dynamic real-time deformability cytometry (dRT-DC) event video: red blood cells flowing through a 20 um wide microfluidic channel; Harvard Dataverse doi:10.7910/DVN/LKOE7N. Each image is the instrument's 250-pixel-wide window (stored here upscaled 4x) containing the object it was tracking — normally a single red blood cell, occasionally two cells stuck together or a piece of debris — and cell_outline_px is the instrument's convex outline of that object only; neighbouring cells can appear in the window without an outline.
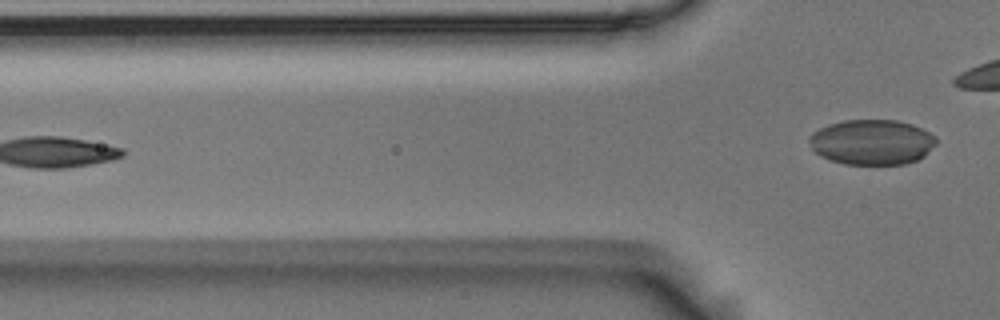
{"species": "Egyptian fruit bat (a non-hibernating species)", "species_latin": "Rousettus aegyptiacus", "temperature_condition": "room temperature", "stored_images_in_passage": 6, "camera_frame_rate_fps": 3000, "um_per_image_px": 0.085, "animal": {"sex": "male"}, "frame": {"image": 1, "passage_image": 6, "time_ms": 1.667, "image_size_px": [1000, 320], "cell_outline_px": [[936, 144], [924, 156], [916, 160], [904, 164], [844, 164], [828, 160], [820, 156], [812, 148], [808, 140], [808, 136], [812, 132], [828, 124], [844, 120], [896, 120], [912, 124], [936, 136]], "centroid_in_image_um": [74.09, 12.08], "position_along_channel_um": 51.7, "area_um2": 33.58}}